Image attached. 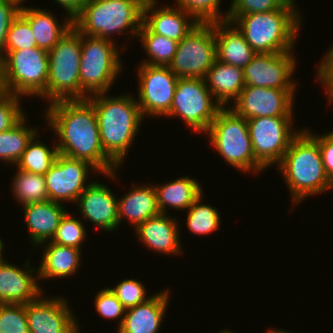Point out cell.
<instances>
[{
  "instance_id": "obj_15",
  "label": "cell",
  "mask_w": 333,
  "mask_h": 333,
  "mask_svg": "<svg viewBox=\"0 0 333 333\" xmlns=\"http://www.w3.org/2000/svg\"><path fill=\"white\" fill-rule=\"evenodd\" d=\"M91 170L93 173L97 171L87 161L58 154L49 171L44 175L49 200L61 204L76 203L78 197L91 183L86 180Z\"/></svg>"
},
{
  "instance_id": "obj_13",
  "label": "cell",
  "mask_w": 333,
  "mask_h": 333,
  "mask_svg": "<svg viewBox=\"0 0 333 333\" xmlns=\"http://www.w3.org/2000/svg\"><path fill=\"white\" fill-rule=\"evenodd\" d=\"M137 72L139 85L136 101L143 117L166 116L171 109L179 78L168 66L139 63Z\"/></svg>"
},
{
  "instance_id": "obj_49",
  "label": "cell",
  "mask_w": 333,
  "mask_h": 333,
  "mask_svg": "<svg viewBox=\"0 0 333 333\" xmlns=\"http://www.w3.org/2000/svg\"><path fill=\"white\" fill-rule=\"evenodd\" d=\"M4 242H3V240L0 238V259L4 256L3 255V251L2 250H4Z\"/></svg>"
},
{
  "instance_id": "obj_4",
  "label": "cell",
  "mask_w": 333,
  "mask_h": 333,
  "mask_svg": "<svg viewBox=\"0 0 333 333\" xmlns=\"http://www.w3.org/2000/svg\"><path fill=\"white\" fill-rule=\"evenodd\" d=\"M277 169L284 178L294 206L307 196L333 189L319 145L304 129L291 141Z\"/></svg>"
},
{
  "instance_id": "obj_24",
  "label": "cell",
  "mask_w": 333,
  "mask_h": 333,
  "mask_svg": "<svg viewBox=\"0 0 333 333\" xmlns=\"http://www.w3.org/2000/svg\"><path fill=\"white\" fill-rule=\"evenodd\" d=\"M216 60L244 69L257 54L230 21L214 23Z\"/></svg>"
},
{
  "instance_id": "obj_22",
  "label": "cell",
  "mask_w": 333,
  "mask_h": 333,
  "mask_svg": "<svg viewBox=\"0 0 333 333\" xmlns=\"http://www.w3.org/2000/svg\"><path fill=\"white\" fill-rule=\"evenodd\" d=\"M169 289L152 294L146 302L126 309L118 333H158L167 312Z\"/></svg>"
},
{
  "instance_id": "obj_20",
  "label": "cell",
  "mask_w": 333,
  "mask_h": 333,
  "mask_svg": "<svg viewBox=\"0 0 333 333\" xmlns=\"http://www.w3.org/2000/svg\"><path fill=\"white\" fill-rule=\"evenodd\" d=\"M157 3L158 0H146L143 7L142 24L151 33L180 42L199 24L180 8L169 5L158 8Z\"/></svg>"
},
{
  "instance_id": "obj_19",
  "label": "cell",
  "mask_w": 333,
  "mask_h": 333,
  "mask_svg": "<svg viewBox=\"0 0 333 333\" xmlns=\"http://www.w3.org/2000/svg\"><path fill=\"white\" fill-rule=\"evenodd\" d=\"M92 182L78 197L80 215L104 231H115L118 224V199L109 187L99 181ZM94 181V182H93Z\"/></svg>"
},
{
  "instance_id": "obj_36",
  "label": "cell",
  "mask_w": 333,
  "mask_h": 333,
  "mask_svg": "<svg viewBox=\"0 0 333 333\" xmlns=\"http://www.w3.org/2000/svg\"><path fill=\"white\" fill-rule=\"evenodd\" d=\"M86 228L80 218L72 217L68 211L61 218L58 228L50 242L71 246L82 250L83 241L86 238Z\"/></svg>"
},
{
  "instance_id": "obj_10",
  "label": "cell",
  "mask_w": 333,
  "mask_h": 333,
  "mask_svg": "<svg viewBox=\"0 0 333 333\" xmlns=\"http://www.w3.org/2000/svg\"><path fill=\"white\" fill-rule=\"evenodd\" d=\"M221 108L203 78H179L171 109L165 117L179 118L195 133L204 134Z\"/></svg>"
},
{
  "instance_id": "obj_44",
  "label": "cell",
  "mask_w": 333,
  "mask_h": 333,
  "mask_svg": "<svg viewBox=\"0 0 333 333\" xmlns=\"http://www.w3.org/2000/svg\"><path fill=\"white\" fill-rule=\"evenodd\" d=\"M304 130L318 143L326 174L333 185V131L316 135L309 129L304 128Z\"/></svg>"
},
{
  "instance_id": "obj_45",
  "label": "cell",
  "mask_w": 333,
  "mask_h": 333,
  "mask_svg": "<svg viewBox=\"0 0 333 333\" xmlns=\"http://www.w3.org/2000/svg\"><path fill=\"white\" fill-rule=\"evenodd\" d=\"M325 54L316 69V77L325 88L326 99H328L333 94V46Z\"/></svg>"
},
{
  "instance_id": "obj_3",
  "label": "cell",
  "mask_w": 333,
  "mask_h": 333,
  "mask_svg": "<svg viewBox=\"0 0 333 333\" xmlns=\"http://www.w3.org/2000/svg\"><path fill=\"white\" fill-rule=\"evenodd\" d=\"M295 2L288 0L280 9L269 12L228 15L227 21L237 27L256 53L293 51L302 26Z\"/></svg>"
},
{
  "instance_id": "obj_18",
  "label": "cell",
  "mask_w": 333,
  "mask_h": 333,
  "mask_svg": "<svg viewBox=\"0 0 333 333\" xmlns=\"http://www.w3.org/2000/svg\"><path fill=\"white\" fill-rule=\"evenodd\" d=\"M26 261L24 268H20L3 257L0 259V304L25 305L44 295L38 267H32L30 261Z\"/></svg>"
},
{
  "instance_id": "obj_28",
  "label": "cell",
  "mask_w": 333,
  "mask_h": 333,
  "mask_svg": "<svg viewBox=\"0 0 333 333\" xmlns=\"http://www.w3.org/2000/svg\"><path fill=\"white\" fill-rule=\"evenodd\" d=\"M204 80L216 102L227 107L245 86L244 69L215 60Z\"/></svg>"
},
{
  "instance_id": "obj_29",
  "label": "cell",
  "mask_w": 333,
  "mask_h": 333,
  "mask_svg": "<svg viewBox=\"0 0 333 333\" xmlns=\"http://www.w3.org/2000/svg\"><path fill=\"white\" fill-rule=\"evenodd\" d=\"M160 185L156 184L154 187L161 214H168V207L175 208L177 211H186L204 193L203 187L197 179L190 178V176L178 177Z\"/></svg>"
},
{
  "instance_id": "obj_47",
  "label": "cell",
  "mask_w": 333,
  "mask_h": 333,
  "mask_svg": "<svg viewBox=\"0 0 333 333\" xmlns=\"http://www.w3.org/2000/svg\"><path fill=\"white\" fill-rule=\"evenodd\" d=\"M268 333H294V332H290V331H287V330H282L281 328L279 329H268L267 331Z\"/></svg>"
},
{
  "instance_id": "obj_25",
  "label": "cell",
  "mask_w": 333,
  "mask_h": 333,
  "mask_svg": "<svg viewBox=\"0 0 333 333\" xmlns=\"http://www.w3.org/2000/svg\"><path fill=\"white\" fill-rule=\"evenodd\" d=\"M129 192L118 197V224L125 218L135 229L139 224L160 214L154 185H132Z\"/></svg>"
},
{
  "instance_id": "obj_43",
  "label": "cell",
  "mask_w": 333,
  "mask_h": 333,
  "mask_svg": "<svg viewBox=\"0 0 333 333\" xmlns=\"http://www.w3.org/2000/svg\"><path fill=\"white\" fill-rule=\"evenodd\" d=\"M22 3L21 0H0V57L5 51L9 27L20 14Z\"/></svg>"
},
{
  "instance_id": "obj_6",
  "label": "cell",
  "mask_w": 333,
  "mask_h": 333,
  "mask_svg": "<svg viewBox=\"0 0 333 333\" xmlns=\"http://www.w3.org/2000/svg\"><path fill=\"white\" fill-rule=\"evenodd\" d=\"M222 158L243 173H258L265 168L255 159L247 119L237 115L230 106L222 107L204 133Z\"/></svg>"
},
{
  "instance_id": "obj_51",
  "label": "cell",
  "mask_w": 333,
  "mask_h": 333,
  "mask_svg": "<svg viewBox=\"0 0 333 333\" xmlns=\"http://www.w3.org/2000/svg\"><path fill=\"white\" fill-rule=\"evenodd\" d=\"M329 103H333V94L328 98Z\"/></svg>"
},
{
  "instance_id": "obj_21",
  "label": "cell",
  "mask_w": 333,
  "mask_h": 333,
  "mask_svg": "<svg viewBox=\"0 0 333 333\" xmlns=\"http://www.w3.org/2000/svg\"><path fill=\"white\" fill-rule=\"evenodd\" d=\"M176 218L168 214H159L148 218L139 224L134 230L139 239L146 248L160 254L180 255L183 248L180 242L181 230Z\"/></svg>"
},
{
  "instance_id": "obj_50",
  "label": "cell",
  "mask_w": 333,
  "mask_h": 333,
  "mask_svg": "<svg viewBox=\"0 0 333 333\" xmlns=\"http://www.w3.org/2000/svg\"><path fill=\"white\" fill-rule=\"evenodd\" d=\"M218 333H235V332H233L232 330H229V328H228V329H222Z\"/></svg>"
},
{
  "instance_id": "obj_16",
  "label": "cell",
  "mask_w": 333,
  "mask_h": 333,
  "mask_svg": "<svg viewBox=\"0 0 333 333\" xmlns=\"http://www.w3.org/2000/svg\"><path fill=\"white\" fill-rule=\"evenodd\" d=\"M294 50L276 53H257L244 68L245 85L264 88L296 89L292 78L297 67Z\"/></svg>"
},
{
  "instance_id": "obj_48",
  "label": "cell",
  "mask_w": 333,
  "mask_h": 333,
  "mask_svg": "<svg viewBox=\"0 0 333 333\" xmlns=\"http://www.w3.org/2000/svg\"><path fill=\"white\" fill-rule=\"evenodd\" d=\"M5 93L4 88H3V83H2V74H1V69H0V97Z\"/></svg>"
},
{
  "instance_id": "obj_34",
  "label": "cell",
  "mask_w": 333,
  "mask_h": 333,
  "mask_svg": "<svg viewBox=\"0 0 333 333\" xmlns=\"http://www.w3.org/2000/svg\"><path fill=\"white\" fill-rule=\"evenodd\" d=\"M203 194L187 209L186 226L194 235H206L220 229V213L212 205L203 204Z\"/></svg>"
},
{
  "instance_id": "obj_2",
  "label": "cell",
  "mask_w": 333,
  "mask_h": 333,
  "mask_svg": "<svg viewBox=\"0 0 333 333\" xmlns=\"http://www.w3.org/2000/svg\"><path fill=\"white\" fill-rule=\"evenodd\" d=\"M125 94L104 92L87 98L95 108L102 148L119 168L144 120L136 97Z\"/></svg>"
},
{
  "instance_id": "obj_17",
  "label": "cell",
  "mask_w": 333,
  "mask_h": 333,
  "mask_svg": "<svg viewBox=\"0 0 333 333\" xmlns=\"http://www.w3.org/2000/svg\"><path fill=\"white\" fill-rule=\"evenodd\" d=\"M42 296L25 304L30 333H80L76 315L64 297Z\"/></svg>"
},
{
  "instance_id": "obj_23",
  "label": "cell",
  "mask_w": 333,
  "mask_h": 333,
  "mask_svg": "<svg viewBox=\"0 0 333 333\" xmlns=\"http://www.w3.org/2000/svg\"><path fill=\"white\" fill-rule=\"evenodd\" d=\"M61 203L53 201L35 202L23 205L24 223L30 235L33 246L51 241L61 218L67 212V208Z\"/></svg>"
},
{
  "instance_id": "obj_38",
  "label": "cell",
  "mask_w": 333,
  "mask_h": 333,
  "mask_svg": "<svg viewBox=\"0 0 333 333\" xmlns=\"http://www.w3.org/2000/svg\"><path fill=\"white\" fill-rule=\"evenodd\" d=\"M0 333H30L24 304H0Z\"/></svg>"
},
{
  "instance_id": "obj_31",
  "label": "cell",
  "mask_w": 333,
  "mask_h": 333,
  "mask_svg": "<svg viewBox=\"0 0 333 333\" xmlns=\"http://www.w3.org/2000/svg\"><path fill=\"white\" fill-rule=\"evenodd\" d=\"M38 135L40 134H36L28 143L14 166L18 167L19 170L45 175L56 160L58 149L56 143L53 144L52 148L48 147L45 142H41L37 138L41 137Z\"/></svg>"
},
{
  "instance_id": "obj_41",
  "label": "cell",
  "mask_w": 333,
  "mask_h": 333,
  "mask_svg": "<svg viewBox=\"0 0 333 333\" xmlns=\"http://www.w3.org/2000/svg\"><path fill=\"white\" fill-rule=\"evenodd\" d=\"M21 98L7 92L0 97V132L11 129L25 116V109L20 103Z\"/></svg>"
},
{
  "instance_id": "obj_12",
  "label": "cell",
  "mask_w": 333,
  "mask_h": 333,
  "mask_svg": "<svg viewBox=\"0 0 333 333\" xmlns=\"http://www.w3.org/2000/svg\"><path fill=\"white\" fill-rule=\"evenodd\" d=\"M216 60L214 23L198 24L184 37L168 65L178 78H203Z\"/></svg>"
},
{
  "instance_id": "obj_27",
  "label": "cell",
  "mask_w": 333,
  "mask_h": 333,
  "mask_svg": "<svg viewBox=\"0 0 333 333\" xmlns=\"http://www.w3.org/2000/svg\"><path fill=\"white\" fill-rule=\"evenodd\" d=\"M23 5L20 14L29 22L38 48L50 51L73 27V20L68 15L60 23L50 10Z\"/></svg>"
},
{
  "instance_id": "obj_11",
  "label": "cell",
  "mask_w": 333,
  "mask_h": 333,
  "mask_svg": "<svg viewBox=\"0 0 333 333\" xmlns=\"http://www.w3.org/2000/svg\"><path fill=\"white\" fill-rule=\"evenodd\" d=\"M294 117H255L247 119L255 159L265 168L278 165L291 141L301 132L294 131Z\"/></svg>"
},
{
  "instance_id": "obj_14",
  "label": "cell",
  "mask_w": 333,
  "mask_h": 333,
  "mask_svg": "<svg viewBox=\"0 0 333 333\" xmlns=\"http://www.w3.org/2000/svg\"><path fill=\"white\" fill-rule=\"evenodd\" d=\"M295 90L245 85L230 108L245 119L294 117Z\"/></svg>"
},
{
  "instance_id": "obj_33",
  "label": "cell",
  "mask_w": 333,
  "mask_h": 333,
  "mask_svg": "<svg viewBox=\"0 0 333 333\" xmlns=\"http://www.w3.org/2000/svg\"><path fill=\"white\" fill-rule=\"evenodd\" d=\"M12 177V193L22 206L49 200L44 175L17 169Z\"/></svg>"
},
{
  "instance_id": "obj_9",
  "label": "cell",
  "mask_w": 333,
  "mask_h": 333,
  "mask_svg": "<svg viewBox=\"0 0 333 333\" xmlns=\"http://www.w3.org/2000/svg\"><path fill=\"white\" fill-rule=\"evenodd\" d=\"M47 100H84L80 94L81 33L73 26L48 51Z\"/></svg>"
},
{
  "instance_id": "obj_30",
  "label": "cell",
  "mask_w": 333,
  "mask_h": 333,
  "mask_svg": "<svg viewBox=\"0 0 333 333\" xmlns=\"http://www.w3.org/2000/svg\"><path fill=\"white\" fill-rule=\"evenodd\" d=\"M26 115L11 129L0 132V161L15 165L28 143L39 133L38 128L28 126Z\"/></svg>"
},
{
  "instance_id": "obj_46",
  "label": "cell",
  "mask_w": 333,
  "mask_h": 333,
  "mask_svg": "<svg viewBox=\"0 0 333 333\" xmlns=\"http://www.w3.org/2000/svg\"><path fill=\"white\" fill-rule=\"evenodd\" d=\"M61 5L67 15L73 20L83 9L89 0H53Z\"/></svg>"
},
{
  "instance_id": "obj_1",
  "label": "cell",
  "mask_w": 333,
  "mask_h": 333,
  "mask_svg": "<svg viewBox=\"0 0 333 333\" xmlns=\"http://www.w3.org/2000/svg\"><path fill=\"white\" fill-rule=\"evenodd\" d=\"M44 118L58 137V154L87 161L104 177L116 179L119 167L102 148L97 115L88 99L51 103Z\"/></svg>"
},
{
  "instance_id": "obj_39",
  "label": "cell",
  "mask_w": 333,
  "mask_h": 333,
  "mask_svg": "<svg viewBox=\"0 0 333 333\" xmlns=\"http://www.w3.org/2000/svg\"><path fill=\"white\" fill-rule=\"evenodd\" d=\"M109 288L126 309L144 303L152 297L147 296L143 282L137 279H123L115 287Z\"/></svg>"
},
{
  "instance_id": "obj_8",
  "label": "cell",
  "mask_w": 333,
  "mask_h": 333,
  "mask_svg": "<svg viewBox=\"0 0 333 333\" xmlns=\"http://www.w3.org/2000/svg\"><path fill=\"white\" fill-rule=\"evenodd\" d=\"M118 46L115 41L81 34L80 94L85 99L110 92L121 76V46Z\"/></svg>"
},
{
  "instance_id": "obj_7",
  "label": "cell",
  "mask_w": 333,
  "mask_h": 333,
  "mask_svg": "<svg viewBox=\"0 0 333 333\" xmlns=\"http://www.w3.org/2000/svg\"><path fill=\"white\" fill-rule=\"evenodd\" d=\"M4 52L0 57L4 91L47 99L48 51L33 47Z\"/></svg>"
},
{
  "instance_id": "obj_5",
  "label": "cell",
  "mask_w": 333,
  "mask_h": 333,
  "mask_svg": "<svg viewBox=\"0 0 333 333\" xmlns=\"http://www.w3.org/2000/svg\"><path fill=\"white\" fill-rule=\"evenodd\" d=\"M145 1L89 0L73 19V26L86 36L113 41V33H124L134 39L142 26Z\"/></svg>"
},
{
  "instance_id": "obj_40",
  "label": "cell",
  "mask_w": 333,
  "mask_h": 333,
  "mask_svg": "<svg viewBox=\"0 0 333 333\" xmlns=\"http://www.w3.org/2000/svg\"><path fill=\"white\" fill-rule=\"evenodd\" d=\"M95 309L100 316L106 319H118L117 328L122 325L126 308L118 300L110 288L101 289L94 298Z\"/></svg>"
},
{
  "instance_id": "obj_26",
  "label": "cell",
  "mask_w": 333,
  "mask_h": 333,
  "mask_svg": "<svg viewBox=\"0 0 333 333\" xmlns=\"http://www.w3.org/2000/svg\"><path fill=\"white\" fill-rule=\"evenodd\" d=\"M44 246L40 264L38 266L39 280L67 278L77 273L81 264L82 250L52 243L40 244Z\"/></svg>"
},
{
  "instance_id": "obj_42",
  "label": "cell",
  "mask_w": 333,
  "mask_h": 333,
  "mask_svg": "<svg viewBox=\"0 0 333 333\" xmlns=\"http://www.w3.org/2000/svg\"><path fill=\"white\" fill-rule=\"evenodd\" d=\"M288 0H232L228 15L263 13L280 9Z\"/></svg>"
},
{
  "instance_id": "obj_37",
  "label": "cell",
  "mask_w": 333,
  "mask_h": 333,
  "mask_svg": "<svg viewBox=\"0 0 333 333\" xmlns=\"http://www.w3.org/2000/svg\"><path fill=\"white\" fill-rule=\"evenodd\" d=\"M37 47L29 22L19 14L11 23L7 33L5 51Z\"/></svg>"
},
{
  "instance_id": "obj_35",
  "label": "cell",
  "mask_w": 333,
  "mask_h": 333,
  "mask_svg": "<svg viewBox=\"0 0 333 333\" xmlns=\"http://www.w3.org/2000/svg\"><path fill=\"white\" fill-rule=\"evenodd\" d=\"M176 7L192 16L199 24L227 21L228 13H221V0H175ZM225 14V15H224Z\"/></svg>"
},
{
  "instance_id": "obj_32",
  "label": "cell",
  "mask_w": 333,
  "mask_h": 333,
  "mask_svg": "<svg viewBox=\"0 0 333 333\" xmlns=\"http://www.w3.org/2000/svg\"><path fill=\"white\" fill-rule=\"evenodd\" d=\"M141 47L146 52L147 59L141 64L152 66H168L177 51L178 43L172 39L151 33L143 24L138 32Z\"/></svg>"
}]
</instances>
